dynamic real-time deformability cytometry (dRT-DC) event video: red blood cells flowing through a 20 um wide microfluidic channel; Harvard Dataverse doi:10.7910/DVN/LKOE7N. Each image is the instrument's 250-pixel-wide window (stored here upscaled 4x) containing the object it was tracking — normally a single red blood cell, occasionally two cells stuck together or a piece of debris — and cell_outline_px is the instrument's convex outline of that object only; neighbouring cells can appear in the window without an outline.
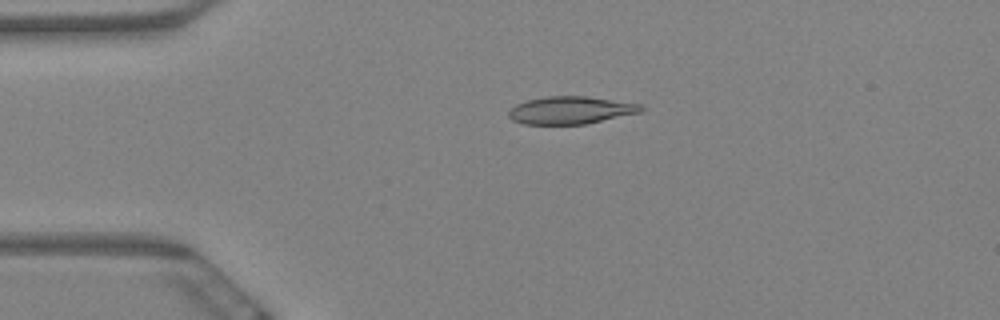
{"species": "Egyptian fruit bat (a non-hibernating species)", "species_latin": "Rousettus aegyptiacus", "temperature_condition": "warm", "stored_images_in_passage": 6, "camera_frame_rate_fps": 3000, "um_per_image_px": 0.085, "animal": {"sex": "female"}, "frame": {"image": 1, "passage_image": 4, "time_ms": 1.0, "image_size_px": [1000, 320], "cell_outline_px": [[644, 108], [640, 112], [584, 124], [524, 124], [512, 120], [508, 116], [508, 112], [516, 104], [528, 100], [548, 96], [588, 96], [644, 104]], "centroid_in_image_um": [48.52, 9.36], "position_along_channel_um": 36.5, "area_um2": 21.21}}
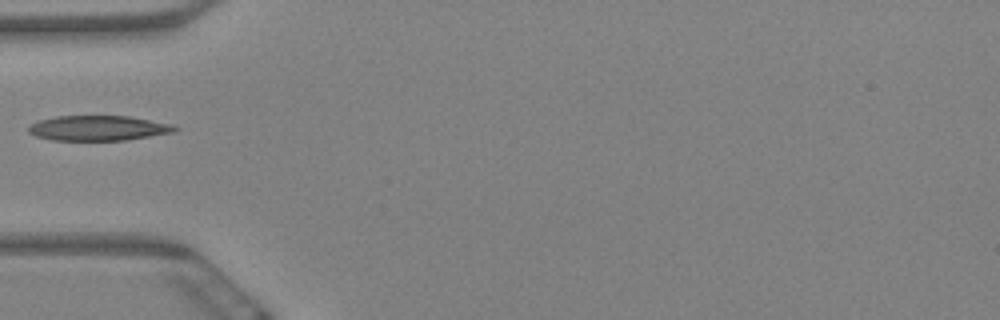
{"frame": {"image": 2, "passage_image": 6, "time_ms": 1.667, "image_size_px": [1000, 320], "cell_outline_px": [[180, 128], [172, 132], [124, 140], [52, 140], [36, 136], [28, 132], [28, 124], [40, 120], [56, 116], [128, 116], [172, 124]], "centroid_in_image_um": [8.3, 10.88], "position_along_channel_um": 76.7, "area_um2": 21.21}}